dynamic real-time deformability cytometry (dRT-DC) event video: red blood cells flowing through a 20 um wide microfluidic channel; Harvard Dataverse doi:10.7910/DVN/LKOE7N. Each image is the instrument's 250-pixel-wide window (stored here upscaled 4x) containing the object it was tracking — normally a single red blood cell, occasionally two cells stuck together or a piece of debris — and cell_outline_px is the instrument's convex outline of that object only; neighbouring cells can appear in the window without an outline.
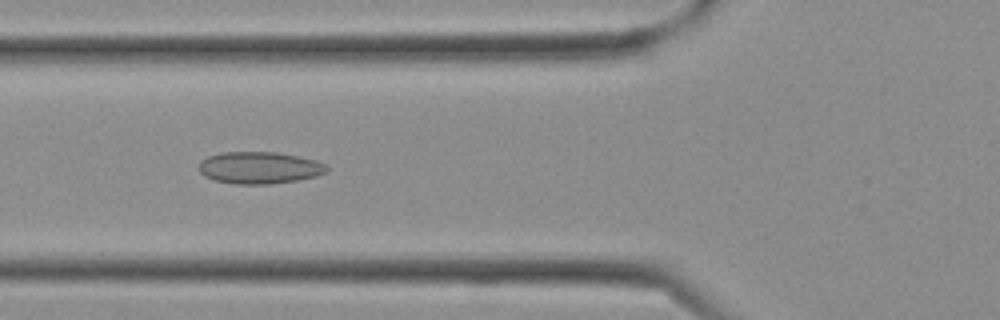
{"species": "Egyptian fruit bat (a non-hibernating species)", "species_latin": "Rousettus aegyptiacus", "temperature_condition": "cold", "stored_images_in_passage": 18, "camera_frame_rate_fps": 3000, "um_per_image_px": 0.085, "frame": {"image": 1, "passage_image": 9, "time_ms": 2.667, "image_size_px": [1000, 320], "cell_outline_px": [[328, 172], [316, 176], [296, 180], [268, 184], [236, 184], [216, 180], [204, 176], [196, 168], [200, 160], [208, 156], [220, 152], [276, 152], [300, 156], [316, 160], [328, 164]], "centroid_in_image_um": [22.05, 14.24], "position_along_channel_um": 103.8, "area_um2": 24.1}}
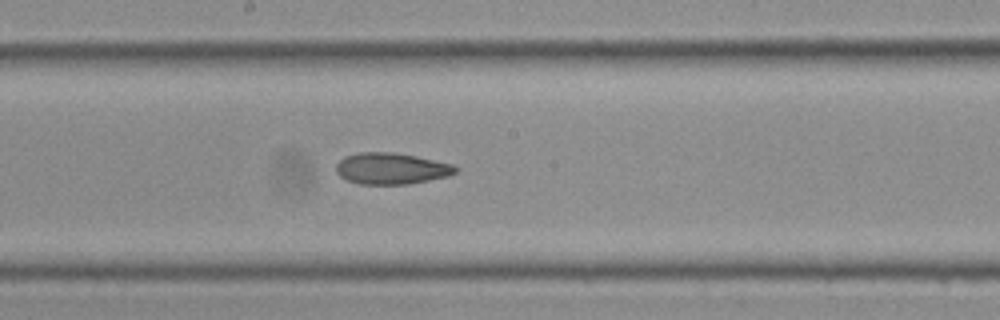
{"frame": {"image": 2, "passage_image": 14, "time_ms": 4.333, "image_size_px": [1000, 320], "cell_outline_px": [[460, 168], [456, 172], [448, 176], [408, 184], [360, 184], [348, 180], [340, 176], [336, 172], [336, 164], [344, 156], [360, 152], [396, 152], [416, 156], [452, 164]], "centroid_in_image_um": [33.26, 14.32], "position_along_channel_um": 214.9, "area_um2": 21.85}}
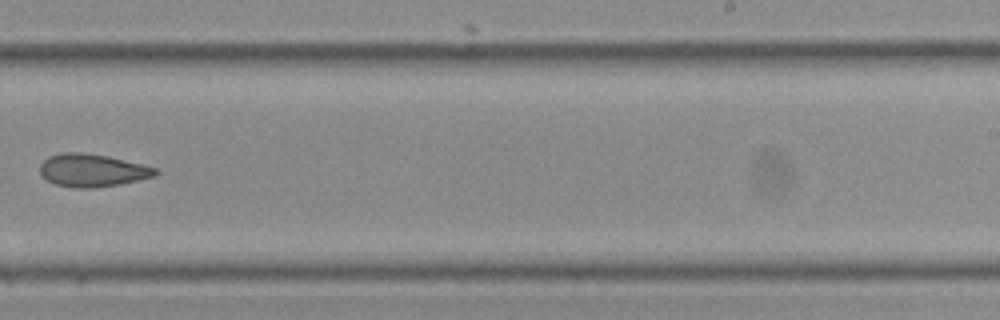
{"frame": {"image": 3, "passage_image": 17, "time_ms": 5.333, "image_size_px": [1000, 320], "cell_outline_px": [[160, 172], [156, 176], [120, 184], [92, 188], [72, 188], [56, 184], [40, 176], [40, 164], [48, 156], [60, 152], [80, 152], [108, 156], [156, 168]], "centroid_in_image_um": [7.82, 14.48], "position_along_channel_um": 281.2, "area_um2": 22.14}}